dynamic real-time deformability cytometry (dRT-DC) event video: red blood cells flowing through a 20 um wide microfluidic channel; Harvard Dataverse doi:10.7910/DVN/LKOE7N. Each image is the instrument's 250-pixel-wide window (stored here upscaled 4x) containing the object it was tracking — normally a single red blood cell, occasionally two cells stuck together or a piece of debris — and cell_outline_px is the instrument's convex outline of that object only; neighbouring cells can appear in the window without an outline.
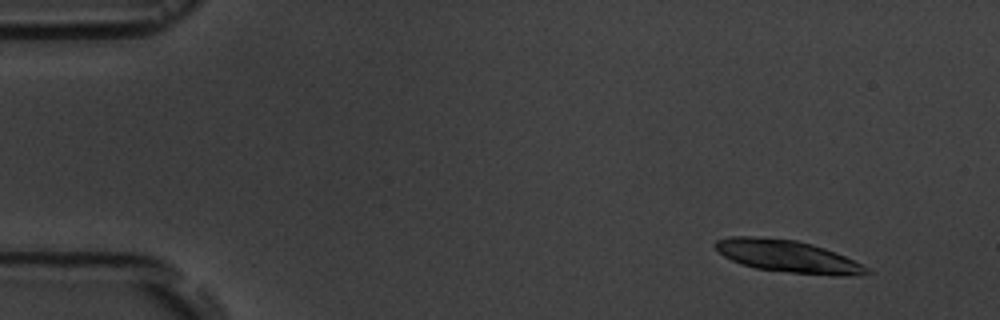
{"species": "common noctule bat (a hibernating species)", "species_latin": "Nyctalus noctula", "temperature_condition": "room temperature", "stored_images_in_passage": 4, "camera_frame_rate_fps": 3000, "um_per_image_px": 0.085, "animal": {"sex": "male", "body_mass_g": 19.5, "forearm_length_mm": 54.6}, "frame": {"image": 1, "passage_image": 1, "time_ms": 0.0, "image_size_px": [1000, 320], "cell_outline_px": [[872, 272], [848, 276], [840, 276], [788, 272], [756, 268], [740, 264], [724, 256], [712, 244], [716, 240], [728, 236], [752, 236], [796, 240], [812, 244], [824, 248], [844, 256], [868, 268]], "centroid_in_image_um": [66.9, 21.78], "position_along_channel_um": 18.1, "area_um2": 28.15}}